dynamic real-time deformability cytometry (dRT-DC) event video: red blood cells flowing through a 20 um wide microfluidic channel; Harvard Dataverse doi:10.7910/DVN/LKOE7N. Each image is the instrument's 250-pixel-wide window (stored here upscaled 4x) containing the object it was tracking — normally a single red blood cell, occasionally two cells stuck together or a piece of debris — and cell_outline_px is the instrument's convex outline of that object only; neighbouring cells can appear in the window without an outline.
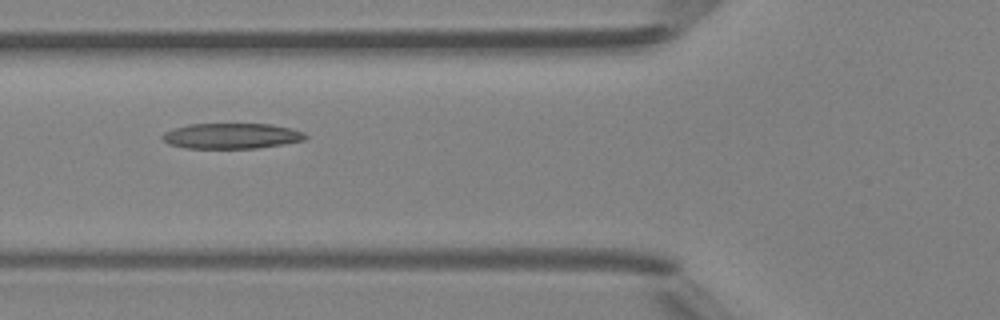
{"species": "Egyptian fruit bat (a non-hibernating species)", "species_latin": "Rousettus aegyptiacus", "temperature_condition": "room temperature", "stored_images_in_passage": 6, "camera_frame_rate_fps": 3000, "um_per_image_px": 0.085, "animal": {"sex": "female"}, "frame": {"image": 1, "passage_image": 5, "time_ms": 4.667, "image_size_px": [1000, 320], "cell_outline_px": [[308, 136], [304, 140], [284, 144], [256, 148], [184, 148], [168, 144], [160, 136], [164, 132], [188, 124], [272, 124], [292, 128], [304, 132]], "centroid_in_image_um": [19.69, 11.55], "position_along_channel_um": 106.1, "area_um2": 21.33}}
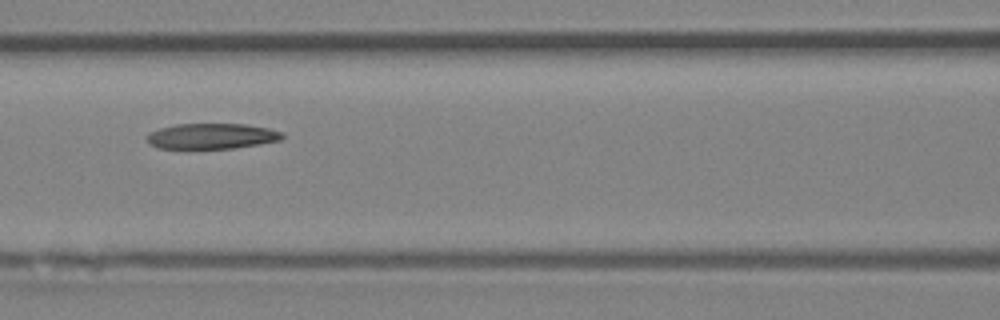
{"frame": {"image": 2, "passage_image": 6, "time_ms": 5.667, "image_size_px": [1000, 320], "cell_outline_px": [[284, 136], [280, 140], [260, 144], [232, 148], [156, 148], [148, 144], [148, 132], [160, 128], [176, 124], [244, 124], [268, 128], [280, 132]], "centroid_in_image_um": [17.96, 11.57], "position_along_channel_um": 148.6, "area_um2": 20.0}}